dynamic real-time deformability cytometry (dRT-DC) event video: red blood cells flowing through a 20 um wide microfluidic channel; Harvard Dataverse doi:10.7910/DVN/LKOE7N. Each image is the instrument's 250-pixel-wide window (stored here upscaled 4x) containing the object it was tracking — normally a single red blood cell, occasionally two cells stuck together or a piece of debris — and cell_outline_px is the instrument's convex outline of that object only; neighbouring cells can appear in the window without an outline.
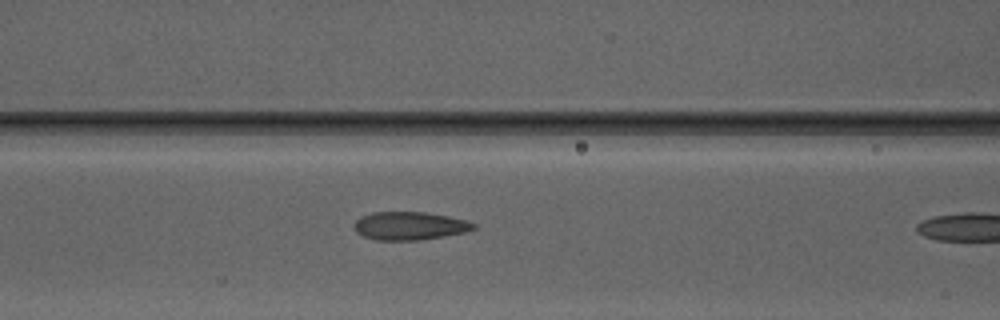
{"species": "Egyptian fruit bat (a non-hibernating species)", "species_latin": "Rousettus aegyptiacus", "temperature_condition": "warm", "stored_images_in_passage": 11, "camera_frame_rate_fps": 3000, "um_per_image_px": 0.085, "animal": {"sex": "male"}, "frame": {"image": 1, "passage_image": 10, "time_ms": 3.0, "image_size_px": [1000, 320], "cell_outline_px": [[476, 228], [464, 232], [444, 236], [420, 240], [376, 240], [364, 236], [356, 232], [356, 220], [360, 216], [372, 212], [428, 212], [448, 216], [464, 220], [476, 224]], "centroid_in_image_um": [34.82, 19.19], "position_along_channel_um": 131.8, "area_um2": 19.48}}